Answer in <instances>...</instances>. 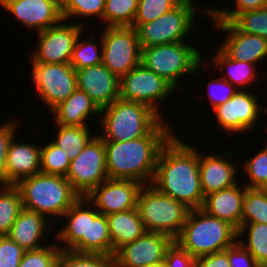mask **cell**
I'll list each match as a JSON object with an SVG mask.
<instances>
[{
	"instance_id": "cell-1",
	"label": "cell",
	"mask_w": 267,
	"mask_h": 267,
	"mask_svg": "<svg viewBox=\"0 0 267 267\" xmlns=\"http://www.w3.org/2000/svg\"><path fill=\"white\" fill-rule=\"evenodd\" d=\"M198 151L174 134L160 151L151 183L190 210L201 208L204 201Z\"/></svg>"
},
{
	"instance_id": "cell-2",
	"label": "cell",
	"mask_w": 267,
	"mask_h": 267,
	"mask_svg": "<svg viewBox=\"0 0 267 267\" xmlns=\"http://www.w3.org/2000/svg\"><path fill=\"white\" fill-rule=\"evenodd\" d=\"M173 135L172 128L162 120L144 137L124 142L104 141L108 178L151 184L160 151Z\"/></svg>"
},
{
	"instance_id": "cell-3",
	"label": "cell",
	"mask_w": 267,
	"mask_h": 267,
	"mask_svg": "<svg viewBox=\"0 0 267 267\" xmlns=\"http://www.w3.org/2000/svg\"><path fill=\"white\" fill-rule=\"evenodd\" d=\"M174 241L198 258L233 246L238 241V230L229 222L209 215L201 208L192 209Z\"/></svg>"
},
{
	"instance_id": "cell-4",
	"label": "cell",
	"mask_w": 267,
	"mask_h": 267,
	"mask_svg": "<svg viewBox=\"0 0 267 267\" xmlns=\"http://www.w3.org/2000/svg\"><path fill=\"white\" fill-rule=\"evenodd\" d=\"M15 186L20 191L23 207L46 217H62L81 197L64 176L42 172L21 179Z\"/></svg>"
},
{
	"instance_id": "cell-5",
	"label": "cell",
	"mask_w": 267,
	"mask_h": 267,
	"mask_svg": "<svg viewBox=\"0 0 267 267\" xmlns=\"http://www.w3.org/2000/svg\"><path fill=\"white\" fill-rule=\"evenodd\" d=\"M104 141H129L148 135L162 117L150 106L134 101L115 100L100 111Z\"/></svg>"
},
{
	"instance_id": "cell-6",
	"label": "cell",
	"mask_w": 267,
	"mask_h": 267,
	"mask_svg": "<svg viewBox=\"0 0 267 267\" xmlns=\"http://www.w3.org/2000/svg\"><path fill=\"white\" fill-rule=\"evenodd\" d=\"M201 55L189 42H174L142 48L141 63L177 89L180 77L200 70Z\"/></svg>"
},
{
	"instance_id": "cell-7",
	"label": "cell",
	"mask_w": 267,
	"mask_h": 267,
	"mask_svg": "<svg viewBox=\"0 0 267 267\" xmlns=\"http://www.w3.org/2000/svg\"><path fill=\"white\" fill-rule=\"evenodd\" d=\"M137 208L146 232H159L175 240L181 233L189 208L170 196L162 194L153 185L140 190Z\"/></svg>"
},
{
	"instance_id": "cell-8",
	"label": "cell",
	"mask_w": 267,
	"mask_h": 267,
	"mask_svg": "<svg viewBox=\"0 0 267 267\" xmlns=\"http://www.w3.org/2000/svg\"><path fill=\"white\" fill-rule=\"evenodd\" d=\"M193 0H181L161 17L143 24H133L137 30L141 48L155 45L185 42L195 24L196 11Z\"/></svg>"
},
{
	"instance_id": "cell-9",
	"label": "cell",
	"mask_w": 267,
	"mask_h": 267,
	"mask_svg": "<svg viewBox=\"0 0 267 267\" xmlns=\"http://www.w3.org/2000/svg\"><path fill=\"white\" fill-rule=\"evenodd\" d=\"M101 38L102 63L119 78L141 64L142 48L134 27H105Z\"/></svg>"
},
{
	"instance_id": "cell-10",
	"label": "cell",
	"mask_w": 267,
	"mask_h": 267,
	"mask_svg": "<svg viewBox=\"0 0 267 267\" xmlns=\"http://www.w3.org/2000/svg\"><path fill=\"white\" fill-rule=\"evenodd\" d=\"M65 178L80 196H87L95 187L108 179L105 144L99 135H94L76 158L70 162Z\"/></svg>"
},
{
	"instance_id": "cell-11",
	"label": "cell",
	"mask_w": 267,
	"mask_h": 267,
	"mask_svg": "<svg viewBox=\"0 0 267 267\" xmlns=\"http://www.w3.org/2000/svg\"><path fill=\"white\" fill-rule=\"evenodd\" d=\"M175 90L163 77L156 75L141 63L120 77L119 98L144 103L162 117L158 105Z\"/></svg>"
},
{
	"instance_id": "cell-12",
	"label": "cell",
	"mask_w": 267,
	"mask_h": 267,
	"mask_svg": "<svg viewBox=\"0 0 267 267\" xmlns=\"http://www.w3.org/2000/svg\"><path fill=\"white\" fill-rule=\"evenodd\" d=\"M32 80L51 111L76 89V70L70 63H32Z\"/></svg>"
},
{
	"instance_id": "cell-13",
	"label": "cell",
	"mask_w": 267,
	"mask_h": 267,
	"mask_svg": "<svg viewBox=\"0 0 267 267\" xmlns=\"http://www.w3.org/2000/svg\"><path fill=\"white\" fill-rule=\"evenodd\" d=\"M64 22L63 19L37 33L38 47L30 57L32 63H70L75 43L84 28L81 24Z\"/></svg>"
},
{
	"instance_id": "cell-14",
	"label": "cell",
	"mask_w": 267,
	"mask_h": 267,
	"mask_svg": "<svg viewBox=\"0 0 267 267\" xmlns=\"http://www.w3.org/2000/svg\"><path fill=\"white\" fill-rule=\"evenodd\" d=\"M143 185L135 180L108 178L85 197L99 213L109 215L137 208Z\"/></svg>"
},
{
	"instance_id": "cell-15",
	"label": "cell",
	"mask_w": 267,
	"mask_h": 267,
	"mask_svg": "<svg viewBox=\"0 0 267 267\" xmlns=\"http://www.w3.org/2000/svg\"><path fill=\"white\" fill-rule=\"evenodd\" d=\"M174 240L163 233L145 232L120 247L114 254V267H145L164 262L166 250Z\"/></svg>"
},
{
	"instance_id": "cell-16",
	"label": "cell",
	"mask_w": 267,
	"mask_h": 267,
	"mask_svg": "<svg viewBox=\"0 0 267 267\" xmlns=\"http://www.w3.org/2000/svg\"><path fill=\"white\" fill-rule=\"evenodd\" d=\"M244 90H238L231 99L213 109L219 125L217 128L226 130L228 135L254 130L253 125L262 114L263 107L258 104V97Z\"/></svg>"
},
{
	"instance_id": "cell-17",
	"label": "cell",
	"mask_w": 267,
	"mask_h": 267,
	"mask_svg": "<svg viewBox=\"0 0 267 267\" xmlns=\"http://www.w3.org/2000/svg\"><path fill=\"white\" fill-rule=\"evenodd\" d=\"M76 81L100 110L119 99L120 78L103 63L76 70Z\"/></svg>"
},
{
	"instance_id": "cell-18",
	"label": "cell",
	"mask_w": 267,
	"mask_h": 267,
	"mask_svg": "<svg viewBox=\"0 0 267 267\" xmlns=\"http://www.w3.org/2000/svg\"><path fill=\"white\" fill-rule=\"evenodd\" d=\"M215 28L228 33L219 49L230 59L256 65L267 57V39L239 31L231 22L213 21Z\"/></svg>"
},
{
	"instance_id": "cell-19",
	"label": "cell",
	"mask_w": 267,
	"mask_h": 267,
	"mask_svg": "<svg viewBox=\"0 0 267 267\" xmlns=\"http://www.w3.org/2000/svg\"><path fill=\"white\" fill-rule=\"evenodd\" d=\"M2 7L37 33L63 20L60 0H7Z\"/></svg>"
},
{
	"instance_id": "cell-20",
	"label": "cell",
	"mask_w": 267,
	"mask_h": 267,
	"mask_svg": "<svg viewBox=\"0 0 267 267\" xmlns=\"http://www.w3.org/2000/svg\"><path fill=\"white\" fill-rule=\"evenodd\" d=\"M10 141L4 170V185H16L21 179L41 172V145Z\"/></svg>"
},
{
	"instance_id": "cell-21",
	"label": "cell",
	"mask_w": 267,
	"mask_h": 267,
	"mask_svg": "<svg viewBox=\"0 0 267 267\" xmlns=\"http://www.w3.org/2000/svg\"><path fill=\"white\" fill-rule=\"evenodd\" d=\"M232 154V150L227 151L226 157H219L216 154L203 156L201 152L199 153L200 181L204 196L238 183L236 162L227 160L232 159Z\"/></svg>"
},
{
	"instance_id": "cell-22",
	"label": "cell",
	"mask_w": 267,
	"mask_h": 267,
	"mask_svg": "<svg viewBox=\"0 0 267 267\" xmlns=\"http://www.w3.org/2000/svg\"><path fill=\"white\" fill-rule=\"evenodd\" d=\"M236 184L230 188L204 196L201 209L221 220L229 222L237 230L241 227V215L245 185Z\"/></svg>"
},
{
	"instance_id": "cell-23",
	"label": "cell",
	"mask_w": 267,
	"mask_h": 267,
	"mask_svg": "<svg viewBox=\"0 0 267 267\" xmlns=\"http://www.w3.org/2000/svg\"><path fill=\"white\" fill-rule=\"evenodd\" d=\"M47 219L48 217L23 207L14 221L8 237L26 251L42 248L44 247L43 242L47 239L44 235L46 228L50 226ZM41 238L45 240L41 241Z\"/></svg>"
},
{
	"instance_id": "cell-24",
	"label": "cell",
	"mask_w": 267,
	"mask_h": 267,
	"mask_svg": "<svg viewBox=\"0 0 267 267\" xmlns=\"http://www.w3.org/2000/svg\"><path fill=\"white\" fill-rule=\"evenodd\" d=\"M100 109L82 90L76 89L67 99L51 112L55 114V124L64 126H88L91 115L100 116ZM91 114V115H90Z\"/></svg>"
},
{
	"instance_id": "cell-25",
	"label": "cell",
	"mask_w": 267,
	"mask_h": 267,
	"mask_svg": "<svg viewBox=\"0 0 267 267\" xmlns=\"http://www.w3.org/2000/svg\"><path fill=\"white\" fill-rule=\"evenodd\" d=\"M89 200L81 196L62 216L66 217V226L59 229L56 240L63 243L61 250H71L82 238H88ZM86 207V208H85ZM68 220V221H67ZM66 244V245H65Z\"/></svg>"
},
{
	"instance_id": "cell-26",
	"label": "cell",
	"mask_w": 267,
	"mask_h": 267,
	"mask_svg": "<svg viewBox=\"0 0 267 267\" xmlns=\"http://www.w3.org/2000/svg\"><path fill=\"white\" fill-rule=\"evenodd\" d=\"M88 238H82L71 251L78 253L103 254L113 257L112 241L106 215L99 213L89 201ZM93 208V209H91Z\"/></svg>"
},
{
	"instance_id": "cell-27",
	"label": "cell",
	"mask_w": 267,
	"mask_h": 267,
	"mask_svg": "<svg viewBox=\"0 0 267 267\" xmlns=\"http://www.w3.org/2000/svg\"><path fill=\"white\" fill-rule=\"evenodd\" d=\"M112 241L113 257L123 245L135 241L145 232L138 208L106 215Z\"/></svg>"
},
{
	"instance_id": "cell-28",
	"label": "cell",
	"mask_w": 267,
	"mask_h": 267,
	"mask_svg": "<svg viewBox=\"0 0 267 267\" xmlns=\"http://www.w3.org/2000/svg\"><path fill=\"white\" fill-rule=\"evenodd\" d=\"M213 60L215 68L217 66L218 69H220L222 72L223 69H228L227 73H224L225 76H223L222 78L230 82L238 90H243V86H245L246 88L248 84L252 85L255 78H258V72L256 71L254 64L232 60L227 57L220 49H218L217 54L213 56Z\"/></svg>"
},
{
	"instance_id": "cell-29",
	"label": "cell",
	"mask_w": 267,
	"mask_h": 267,
	"mask_svg": "<svg viewBox=\"0 0 267 267\" xmlns=\"http://www.w3.org/2000/svg\"><path fill=\"white\" fill-rule=\"evenodd\" d=\"M58 134L52 142L72 161L94 137L88 126L55 125Z\"/></svg>"
},
{
	"instance_id": "cell-30",
	"label": "cell",
	"mask_w": 267,
	"mask_h": 267,
	"mask_svg": "<svg viewBox=\"0 0 267 267\" xmlns=\"http://www.w3.org/2000/svg\"><path fill=\"white\" fill-rule=\"evenodd\" d=\"M248 231V232H247ZM247 232V240L238 242L253 256L261 266H267V224L245 223L238 229V239ZM243 234V235H242ZM247 241V244H246ZM245 242V243H244Z\"/></svg>"
},
{
	"instance_id": "cell-31",
	"label": "cell",
	"mask_w": 267,
	"mask_h": 267,
	"mask_svg": "<svg viewBox=\"0 0 267 267\" xmlns=\"http://www.w3.org/2000/svg\"><path fill=\"white\" fill-rule=\"evenodd\" d=\"M23 208L19 189L15 185L0 187V236L8 235Z\"/></svg>"
},
{
	"instance_id": "cell-32",
	"label": "cell",
	"mask_w": 267,
	"mask_h": 267,
	"mask_svg": "<svg viewBox=\"0 0 267 267\" xmlns=\"http://www.w3.org/2000/svg\"><path fill=\"white\" fill-rule=\"evenodd\" d=\"M245 223L267 224V189H245L241 226Z\"/></svg>"
},
{
	"instance_id": "cell-33",
	"label": "cell",
	"mask_w": 267,
	"mask_h": 267,
	"mask_svg": "<svg viewBox=\"0 0 267 267\" xmlns=\"http://www.w3.org/2000/svg\"><path fill=\"white\" fill-rule=\"evenodd\" d=\"M139 0H106L103 22L107 27L132 26Z\"/></svg>"
},
{
	"instance_id": "cell-34",
	"label": "cell",
	"mask_w": 267,
	"mask_h": 267,
	"mask_svg": "<svg viewBox=\"0 0 267 267\" xmlns=\"http://www.w3.org/2000/svg\"><path fill=\"white\" fill-rule=\"evenodd\" d=\"M55 267H114V257L61 250Z\"/></svg>"
},
{
	"instance_id": "cell-35",
	"label": "cell",
	"mask_w": 267,
	"mask_h": 267,
	"mask_svg": "<svg viewBox=\"0 0 267 267\" xmlns=\"http://www.w3.org/2000/svg\"><path fill=\"white\" fill-rule=\"evenodd\" d=\"M41 172L66 177L71 160L53 142L41 145Z\"/></svg>"
},
{
	"instance_id": "cell-36",
	"label": "cell",
	"mask_w": 267,
	"mask_h": 267,
	"mask_svg": "<svg viewBox=\"0 0 267 267\" xmlns=\"http://www.w3.org/2000/svg\"><path fill=\"white\" fill-rule=\"evenodd\" d=\"M106 0H60L61 15L66 21L71 17H96L103 21ZM81 15V16H80Z\"/></svg>"
},
{
	"instance_id": "cell-37",
	"label": "cell",
	"mask_w": 267,
	"mask_h": 267,
	"mask_svg": "<svg viewBox=\"0 0 267 267\" xmlns=\"http://www.w3.org/2000/svg\"><path fill=\"white\" fill-rule=\"evenodd\" d=\"M231 23L245 33L258 35L267 39V6L238 14Z\"/></svg>"
},
{
	"instance_id": "cell-38",
	"label": "cell",
	"mask_w": 267,
	"mask_h": 267,
	"mask_svg": "<svg viewBox=\"0 0 267 267\" xmlns=\"http://www.w3.org/2000/svg\"><path fill=\"white\" fill-rule=\"evenodd\" d=\"M80 37L81 34L75 43L70 65L75 70H78L84 67L102 63L103 47H101L100 51V48L98 49L97 47L98 44L96 45V43L92 42L91 40L85 41L81 39L80 41Z\"/></svg>"
},
{
	"instance_id": "cell-39",
	"label": "cell",
	"mask_w": 267,
	"mask_h": 267,
	"mask_svg": "<svg viewBox=\"0 0 267 267\" xmlns=\"http://www.w3.org/2000/svg\"><path fill=\"white\" fill-rule=\"evenodd\" d=\"M181 0H139L133 24L153 21L174 8Z\"/></svg>"
},
{
	"instance_id": "cell-40",
	"label": "cell",
	"mask_w": 267,
	"mask_h": 267,
	"mask_svg": "<svg viewBox=\"0 0 267 267\" xmlns=\"http://www.w3.org/2000/svg\"><path fill=\"white\" fill-rule=\"evenodd\" d=\"M245 173L249 183H244L247 188L267 189V155L261 149L252 158L245 160Z\"/></svg>"
},
{
	"instance_id": "cell-41",
	"label": "cell",
	"mask_w": 267,
	"mask_h": 267,
	"mask_svg": "<svg viewBox=\"0 0 267 267\" xmlns=\"http://www.w3.org/2000/svg\"><path fill=\"white\" fill-rule=\"evenodd\" d=\"M61 247L56 242L48 247L45 245L36 250H27L18 267H55Z\"/></svg>"
},
{
	"instance_id": "cell-42",
	"label": "cell",
	"mask_w": 267,
	"mask_h": 267,
	"mask_svg": "<svg viewBox=\"0 0 267 267\" xmlns=\"http://www.w3.org/2000/svg\"><path fill=\"white\" fill-rule=\"evenodd\" d=\"M236 9H216L217 7L204 8L212 21L231 22L238 14L249 10H257L267 6V0H235Z\"/></svg>"
},
{
	"instance_id": "cell-43",
	"label": "cell",
	"mask_w": 267,
	"mask_h": 267,
	"mask_svg": "<svg viewBox=\"0 0 267 267\" xmlns=\"http://www.w3.org/2000/svg\"><path fill=\"white\" fill-rule=\"evenodd\" d=\"M25 251L8 235L0 236V267H18Z\"/></svg>"
},
{
	"instance_id": "cell-44",
	"label": "cell",
	"mask_w": 267,
	"mask_h": 267,
	"mask_svg": "<svg viewBox=\"0 0 267 267\" xmlns=\"http://www.w3.org/2000/svg\"><path fill=\"white\" fill-rule=\"evenodd\" d=\"M165 265L167 267H198V260L182 249L175 241L166 250Z\"/></svg>"
},
{
	"instance_id": "cell-45",
	"label": "cell",
	"mask_w": 267,
	"mask_h": 267,
	"mask_svg": "<svg viewBox=\"0 0 267 267\" xmlns=\"http://www.w3.org/2000/svg\"><path fill=\"white\" fill-rule=\"evenodd\" d=\"M211 86L214 88L212 89ZM208 87H209V90L210 89L212 90L208 95L210 102L212 104V109L227 102L238 91V89H236L230 82L226 81L225 79L221 77H219L217 80L211 79V81H209ZM216 87L218 89L217 91L218 95L216 94V91H214V89L217 90Z\"/></svg>"
},
{
	"instance_id": "cell-46",
	"label": "cell",
	"mask_w": 267,
	"mask_h": 267,
	"mask_svg": "<svg viewBox=\"0 0 267 267\" xmlns=\"http://www.w3.org/2000/svg\"><path fill=\"white\" fill-rule=\"evenodd\" d=\"M16 122L4 123L0 126V185H4V170L6 155L10 141L13 139L16 130Z\"/></svg>"
},
{
	"instance_id": "cell-47",
	"label": "cell",
	"mask_w": 267,
	"mask_h": 267,
	"mask_svg": "<svg viewBox=\"0 0 267 267\" xmlns=\"http://www.w3.org/2000/svg\"><path fill=\"white\" fill-rule=\"evenodd\" d=\"M230 267H261L238 241L228 248Z\"/></svg>"
},
{
	"instance_id": "cell-48",
	"label": "cell",
	"mask_w": 267,
	"mask_h": 267,
	"mask_svg": "<svg viewBox=\"0 0 267 267\" xmlns=\"http://www.w3.org/2000/svg\"><path fill=\"white\" fill-rule=\"evenodd\" d=\"M197 260L198 267H230L228 260V248L224 251L200 256Z\"/></svg>"
},
{
	"instance_id": "cell-49",
	"label": "cell",
	"mask_w": 267,
	"mask_h": 267,
	"mask_svg": "<svg viewBox=\"0 0 267 267\" xmlns=\"http://www.w3.org/2000/svg\"><path fill=\"white\" fill-rule=\"evenodd\" d=\"M165 262H160V263H157V264H150V265H147L145 267H165Z\"/></svg>"
},
{
	"instance_id": "cell-50",
	"label": "cell",
	"mask_w": 267,
	"mask_h": 267,
	"mask_svg": "<svg viewBox=\"0 0 267 267\" xmlns=\"http://www.w3.org/2000/svg\"><path fill=\"white\" fill-rule=\"evenodd\" d=\"M265 153H266V155H267V144H266V146L265 147H263V149H262Z\"/></svg>"
},
{
	"instance_id": "cell-51",
	"label": "cell",
	"mask_w": 267,
	"mask_h": 267,
	"mask_svg": "<svg viewBox=\"0 0 267 267\" xmlns=\"http://www.w3.org/2000/svg\"><path fill=\"white\" fill-rule=\"evenodd\" d=\"M7 0H0V6H2Z\"/></svg>"
},
{
	"instance_id": "cell-52",
	"label": "cell",
	"mask_w": 267,
	"mask_h": 267,
	"mask_svg": "<svg viewBox=\"0 0 267 267\" xmlns=\"http://www.w3.org/2000/svg\"><path fill=\"white\" fill-rule=\"evenodd\" d=\"M263 110H265L266 113H267V108H264V107H263ZM265 129H266V131H267V125H266Z\"/></svg>"
}]
</instances>
